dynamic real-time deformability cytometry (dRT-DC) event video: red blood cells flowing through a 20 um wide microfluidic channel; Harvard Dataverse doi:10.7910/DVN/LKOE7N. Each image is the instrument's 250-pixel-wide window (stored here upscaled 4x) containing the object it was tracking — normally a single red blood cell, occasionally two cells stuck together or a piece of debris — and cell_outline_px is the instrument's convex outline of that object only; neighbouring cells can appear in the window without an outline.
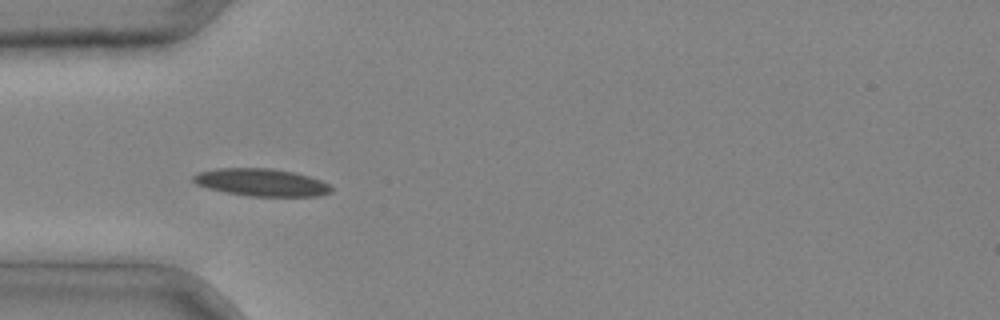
{"species": "common noctule bat (a hibernating species)", "species_latin": "Nyctalus noctula", "temperature_condition": "cold", "stored_images_in_passage": 3, "camera_frame_rate_fps": 3000, "um_per_image_px": 0.085, "animal": {"sex": "male", "body_mass_g": 20.4}, "frame": {"image": 1, "passage_image": 3, "time_ms": 0.667, "image_size_px": [1000, 320], "cell_outline_px": [[332, 192], [320, 196], [248, 196], [224, 192], [208, 188], [196, 184], [192, 180], [192, 176], [196, 172], [216, 168], [272, 168], [292, 172], [308, 176], [320, 180], [328, 184], [332, 188]], "centroid_in_image_um": [22.18, 15.5], "position_along_channel_um": 62.8, "area_um2": 22.2}}